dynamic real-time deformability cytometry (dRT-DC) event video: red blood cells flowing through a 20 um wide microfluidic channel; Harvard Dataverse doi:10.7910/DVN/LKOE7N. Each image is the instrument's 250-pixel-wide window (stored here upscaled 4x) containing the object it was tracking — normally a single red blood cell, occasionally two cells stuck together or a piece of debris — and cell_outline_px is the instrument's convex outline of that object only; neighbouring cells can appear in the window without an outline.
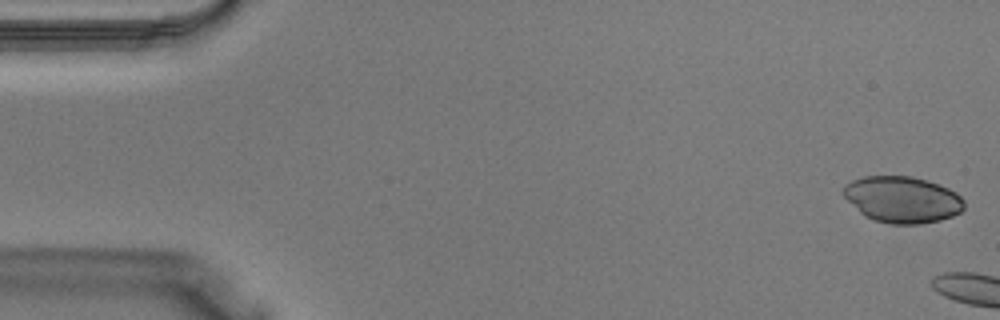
{"species": "Egyptian fruit bat (a non-hibernating species)", "species_latin": "Rousettus aegyptiacus", "temperature_condition": "warm", "stored_images_in_passage": 4, "camera_frame_rate_fps": 3000, "um_per_image_px": 0.085, "animal": {"sex": "male"}, "frame": {"image": 1, "passage_image": 1, "time_ms": 0.0, "image_size_px": [1000, 320], "cell_outline_px": [[964, 208], [960, 212], [952, 216], [940, 220], [920, 224], [892, 224], [876, 220], [864, 216], [844, 196], [844, 184], [852, 180], [864, 176], [912, 176], [948, 188], [956, 192], [964, 200]], "centroid_in_image_um": [76.7, 16.96], "position_along_channel_um": 8.3, "area_um2": 32.43}}